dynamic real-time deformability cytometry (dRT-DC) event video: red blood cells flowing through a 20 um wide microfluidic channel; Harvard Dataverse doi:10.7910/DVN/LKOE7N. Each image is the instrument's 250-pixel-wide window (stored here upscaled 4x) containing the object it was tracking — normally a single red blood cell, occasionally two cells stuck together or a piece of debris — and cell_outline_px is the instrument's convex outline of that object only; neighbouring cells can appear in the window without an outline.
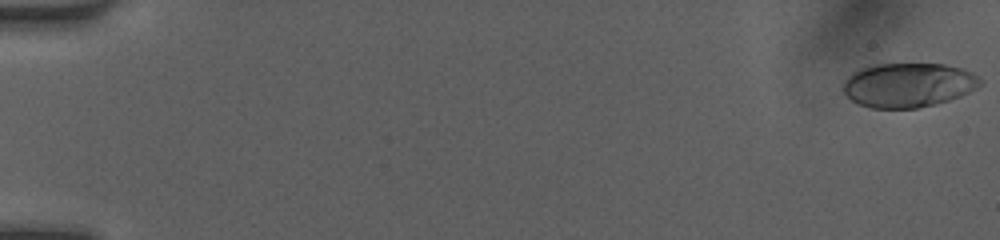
{"species": "human", "species_latin": "Homo sapiens", "temperature_condition": "room temperature", "stored_images_in_passage": 50, "camera_frame_rate_fps": 3000, "um_per_image_px": 0.085, "donor": {"sex": "female"}, "frame": {"image": 1, "passage_image": 1, "time_ms": 0.0, "image_size_px": [1000, 240], "cell_outline_px": [[984, 80], [976, 88], [960, 96], [936, 104], [916, 108], [872, 108], [860, 104], [852, 100], [844, 92], [844, 80], [852, 72], [860, 68], [876, 64], [944, 64], [964, 68], [980, 76]], "centroid_in_image_um": [77.24, 7.21], "position_along_channel_um": 7.8, "area_um2": 35.49}}
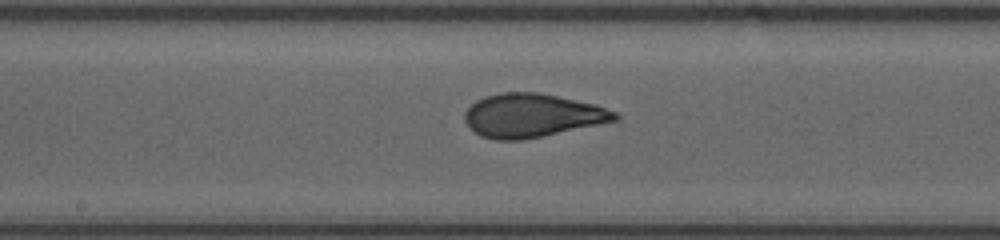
{"frame": {"image": 2, "passage_image": 28, "time_ms": 9.0, "image_size_px": [1000, 240], "cell_outline_px": [[620, 116], [616, 120], [600, 124], [520, 140], [496, 140], [480, 136], [464, 120], [464, 112], [476, 100], [484, 96], [504, 92], [536, 92], [596, 104], [616, 112]], "centroid_in_image_um": [45.21, 9.81], "position_along_channel_um": 203.0, "area_um2": 37.74}}
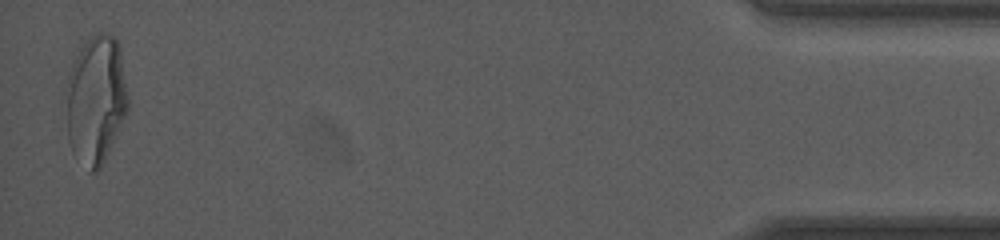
{"frame": {"image": 3, "passage_image": 50, "time_ms": 16.333, "image_size_px": [1000, 240], "cell_outline_px": [[128, 112], [100, 168], [96, 172], [92, 172], [72, 152], [68, 140], [60, 100], [72, 64], [80, 48], [96, 32], [108, 32], [116, 36], [120, 44], [128, 100]], "centroid_in_image_um": [8.09, 8.44], "position_along_channel_um": 427.1, "area_um2": 47.74}, "authors_computed_cell_mechanics": {"area_um2": 37.2232, "velocity_mm_per_s": 4.1586, "shape_relaxation_time_tau1_ms": 6.6399, "shape_relaxation_time_tau2_ms": 0.679, "deformation_change_tau1": 0.2526, "deformation_change_tau2": 0.0658}}